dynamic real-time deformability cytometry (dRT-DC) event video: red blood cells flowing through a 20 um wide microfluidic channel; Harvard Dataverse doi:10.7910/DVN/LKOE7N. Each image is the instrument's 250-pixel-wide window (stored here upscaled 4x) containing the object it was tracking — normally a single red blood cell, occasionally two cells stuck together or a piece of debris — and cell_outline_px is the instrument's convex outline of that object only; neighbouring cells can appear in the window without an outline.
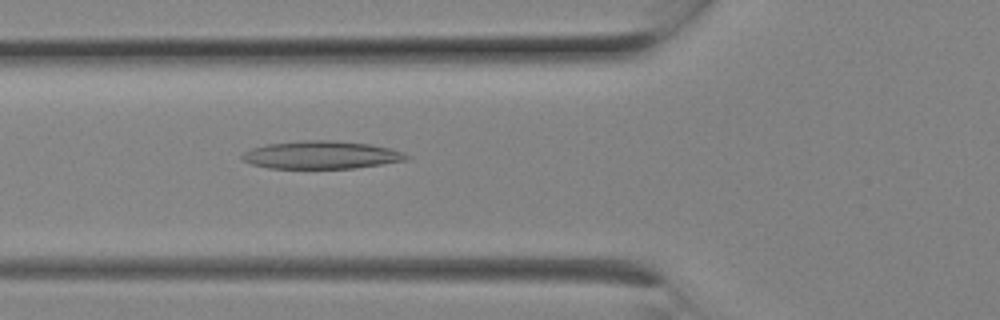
{"species": "Egyptian fruit bat (a non-hibernating species)", "species_latin": "Rousettus aegyptiacus", "temperature_condition": "room temperature", "stored_images_in_passage": 8, "camera_frame_rate_fps": 3000, "um_per_image_px": 0.085, "animal": {"sex": "female"}, "frame": {"image": 1, "passage_image": 8, "time_ms": 2.333, "image_size_px": [1000, 320], "cell_outline_px": [[412, 156], [408, 160], [352, 168], [268, 168], [252, 164], [244, 160], [240, 156], [244, 152], [252, 148], [268, 144], [300, 140], [328, 140], [372, 144], [404, 152]], "centroid_in_image_um": [27.33, 13.16], "position_along_channel_um": 98.5, "area_um2": 26.59}}